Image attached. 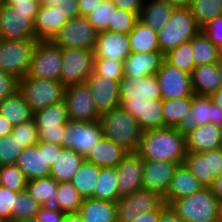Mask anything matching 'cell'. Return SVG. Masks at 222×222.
Returning a JSON list of instances; mask_svg holds the SVG:
<instances>
[{"instance_id":"cell-24","label":"cell","mask_w":222,"mask_h":222,"mask_svg":"<svg viewBox=\"0 0 222 222\" xmlns=\"http://www.w3.org/2000/svg\"><path fill=\"white\" fill-rule=\"evenodd\" d=\"M120 107L137 119L143 132L165 127L161 99L120 102Z\"/></svg>"},{"instance_id":"cell-2","label":"cell","mask_w":222,"mask_h":222,"mask_svg":"<svg viewBox=\"0 0 222 222\" xmlns=\"http://www.w3.org/2000/svg\"><path fill=\"white\" fill-rule=\"evenodd\" d=\"M99 124L105 138L128 152H137L143 131L133 116L120 106L100 115Z\"/></svg>"},{"instance_id":"cell-8","label":"cell","mask_w":222,"mask_h":222,"mask_svg":"<svg viewBox=\"0 0 222 222\" xmlns=\"http://www.w3.org/2000/svg\"><path fill=\"white\" fill-rule=\"evenodd\" d=\"M33 119L38 129L39 141L62 147L65 126L69 121L64 101L34 112Z\"/></svg>"},{"instance_id":"cell-15","label":"cell","mask_w":222,"mask_h":222,"mask_svg":"<svg viewBox=\"0 0 222 222\" xmlns=\"http://www.w3.org/2000/svg\"><path fill=\"white\" fill-rule=\"evenodd\" d=\"M64 102L70 120L83 122L99 121L101 114L95 106L91 90L87 83L67 86L64 94Z\"/></svg>"},{"instance_id":"cell-67","label":"cell","mask_w":222,"mask_h":222,"mask_svg":"<svg viewBox=\"0 0 222 222\" xmlns=\"http://www.w3.org/2000/svg\"><path fill=\"white\" fill-rule=\"evenodd\" d=\"M217 70H218V74H219L220 84H222V57L220 58V60L217 63Z\"/></svg>"},{"instance_id":"cell-43","label":"cell","mask_w":222,"mask_h":222,"mask_svg":"<svg viewBox=\"0 0 222 222\" xmlns=\"http://www.w3.org/2000/svg\"><path fill=\"white\" fill-rule=\"evenodd\" d=\"M116 9L117 6L111 0H102L86 18L97 32L109 31V24H112Z\"/></svg>"},{"instance_id":"cell-66","label":"cell","mask_w":222,"mask_h":222,"mask_svg":"<svg viewBox=\"0 0 222 222\" xmlns=\"http://www.w3.org/2000/svg\"><path fill=\"white\" fill-rule=\"evenodd\" d=\"M41 6H52V4H57L60 0H39Z\"/></svg>"},{"instance_id":"cell-48","label":"cell","mask_w":222,"mask_h":222,"mask_svg":"<svg viewBox=\"0 0 222 222\" xmlns=\"http://www.w3.org/2000/svg\"><path fill=\"white\" fill-rule=\"evenodd\" d=\"M139 16L134 12H129L117 8L112 18V24H109V31L129 34L138 21Z\"/></svg>"},{"instance_id":"cell-40","label":"cell","mask_w":222,"mask_h":222,"mask_svg":"<svg viewBox=\"0 0 222 222\" xmlns=\"http://www.w3.org/2000/svg\"><path fill=\"white\" fill-rule=\"evenodd\" d=\"M192 97L162 101V115L165 127H176L182 118L190 112Z\"/></svg>"},{"instance_id":"cell-11","label":"cell","mask_w":222,"mask_h":222,"mask_svg":"<svg viewBox=\"0 0 222 222\" xmlns=\"http://www.w3.org/2000/svg\"><path fill=\"white\" fill-rule=\"evenodd\" d=\"M98 37L97 30L85 16L70 19L54 37L52 42L60 48L93 50Z\"/></svg>"},{"instance_id":"cell-17","label":"cell","mask_w":222,"mask_h":222,"mask_svg":"<svg viewBox=\"0 0 222 222\" xmlns=\"http://www.w3.org/2000/svg\"><path fill=\"white\" fill-rule=\"evenodd\" d=\"M0 34L6 40H35L34 19L12 6L0 4Z\"/></svg>"},{"instance_id":"cell-69","label":"cell","mask_w":222,"mask_h":222,"mask_svg":"<svg viewBox=\"0 0 222 222\" xmlns=\"http://www.w3.org/2000/svg\"><path fill=\"white\" fill-rule=\"evenodd\" d=\"M219 222H222V203L220 204Z\"/></svg>"},{"instance_id":"cell-4","label":"cell","mask_w":222,"mask_h":222,"mask_svg":"<svg viewBox=\"0 0 222 222\" xmlns=\"http://www.w3.org/2000/svg\"><path fill=\"white\" fill-rule=\"evenodd\" d=\"M185 222H219L220 203L210 187L170 203Z\"/></svg>"},{"instance_id":"cell-3","label":"cell","mask_w":222,"mask_h":222,"mask_svg":"<svg viewBox=\"0 0 222 222\" xmlns=\"http://www.w3.org/2000/svg\"><path fill=\"white\" fill-rule=\"evenodd\" d=\"M201 30L189 7H175L167 24L157 32L160 51L167 54L191 41Z\"/></svg>"},{"instance_id":"cell-64","label":"cell","mask_w":222,"mask_h":222,"mask_svg":"<svg viewBox=\"0 0 222 222\" xmlns=\"http://www.w3.org/2000/svg\"><path fill=\"white\" fill-rule=\"evenodd\" d=\"M210 97L213 103L218 105L219 108L222 110V84H220V88L215 93H213Z\"/></svg>"},{"instance_id":"cell-36","label":"cell","mask_w":222,"mask_h":222,"mask_svg":"<svg viewBox=\"0 0 222 222\" xmlns=\"http://www.w3.org/2000/svg\"><path fill=\"white\" fill-rule=\"evenodd\" d=\"M131 52L145 53L160 51L157 31L144 24L140 19L128 34Z\"/></svg>"},{"instance_id":"cell-52","label":"cell","mask_w":222,"mask_h":222,"mask_svg":"<svg viewBox=\"0 0 222 222\" xmlns=\"http://www.w3.org/2000/svg\"><path fill=\"white\" fill-rule=\"evenodd\" d=\"M202 32L220 50H222V15L210 20L202 27Z\"/></svg>"},{"instance_id":"cell-6","label":"cell","mask_w":222,"mask_h":222,"mask_svg":"<svg viewBox=\"0 0 222 222\" xmlns=\"http://www.w3.org/2000/svg\"><path fill=\"white\" fill-rule=\"evenodd\" d=\"M66 87L56 80L24 77L19 80V90L32 112L64 101Z\"/></svg>"},{"instance_id":"cell-35","label":"cell","mask_w":222,"mask_h":222,"mask_svg":"<svg viewBox=\"0 0 222 222\" xmlns=\"http://www.w3.org/2000/svg\"><path fill=\"white\" fill-rule=\"evenodd\" d=\"M174 8L164 0H144L139 19L158 32L167 24Z\"/></svg>"},{"instance_id":"cell-50","label":"cell","mask_w":222,"mask_h":222,"mask_svg":"<svg viewBox=\"0 0 222 222\" xmlns=\"http://www.w3.org/2000/svg\"><path fill=\"white\" fill-rule=\"evenodd\" d=\"M123 69V62H116L110 59H94L93 71L97 75L112 80H121L124 77Z\"/></svg>"},{"instance_id":"cell-58","label":"cell","mask_w":222,"mask_h":222,"mask_svg":"<svg viewBox=\"0 0 222 222\" xmlns=\"http://www.w3.org/2000/svg\"><path fill=\"white\" fill-rule=\"evenodd\" d=\"M117 8L140 15L144 0H111Z\"/></svg>"},{"instance_id":"cell-49","label":"cell","mask_w":222,"mask_h":222,"mask_svg":"<svg viewBox=\"0 0 222 222\" xmlns=\"http://www.w3.org/2000/svg\"><path fill=\"white\" fill-rule=\"evenodd\" d=\"M11 134L24 148L35 146L39 142L38 129L34 119L13 126Z\"/></svg>"},{"instance_id":"cell-61","label":"cell","mask_w":222,"mask_h":222,"mask_svg":"<svg viewBox=\"0 0 222 222\" xmlns=\"http://www.w3.org/2000/svg\"><path fill=\"white\" fill-rule=\"evenodd\" d=\"M159 211H150L147 213H142L137 216L132 222H158Z\"/></svg>"},{"instance_id":"cell-65","label":"cell","mask_w":222,"mask_h":222,"mask_svg":"<svg viewBox=\"0 0 222 222\" xmlns=\"http://www.w3.org/2000/svg\"><path fill=\"white\" fill-rule=\"evenodd\" d=\"M175 7H188L191 0H164Z\"/></svg>"},{"instance_id":"cell-23","label":"cell","mask_w":222,"mask_h":222,"mask_svg":"<svg viewBox=\"0 0 222 222\" xmlns=\"http://www.w3.org/2000/svg\"><path fill=\"white\" fill-rule=\"evenodd\" d=\"M119 81L97 75L94 71L86 81L100 114L120 106Z\"/></svg>"},{"instance_id":"cell-62","label":"cell","mask_w":222,"mask_h":222,"mask_svg":"<svg viewBox=\"0 0 222 222\" xmlns=\"http://www.w3.org/2000/svg\"><path fill=\"white\" fill-rule=\"evenodd\" d=\"M13 125L2 115H0V136L10 135Z\"/></svg>"},{"instance_id":"cell-59","label":"cell","mask_w":222,"mask_h":222,"mask_svg":"<svg viewBox=\"0 0 222 222\" xmlns=\"http://www.w3.org/2000/svg\"><path fill=\"white\" fill-rule=\"evenodd\" d=\"M80 16H87L102 0H78Z\"/></svg>"},{"instance_id":"cell-32","label":"cell","mask_w":222,"mask_h":222,"mask_svg":"<svg viewBox=\"0 0 222 222\" xmlns=\"http://www.w3.org/2000/svg\"><path fill=\"white\" fill-rule=\"evenodd\" d=\"M85 160V157L78 152L62 148L56 161L51 166L50 176L57 182H71Z\"/></svg>"},{"instance_id":"cell-37","label":"cell","mask_w":222,"mask_h":222,"mask_svg":"<svg viewBox=\"0 0 222 222\" xmlns=\"http://www.w3.org/2000/svg\"><path fill=\"white\" fill-rule=\"evenodd\" d=\"M116 167L100 168V173L91 198L117 202L120 199Z\"/></svg>"},{"instance_id":"cell-26","label":"cell","mask_w":222,"mask_h":222,"mask_svg":"<svg viewBox=\"0 0 222 222\" xmlns=\"http://www.w3.org/2000/svg\"><path fill=\"white\" fill-rule=\"evenodd\" d=\"M164 59V54L161 51L131 52L123 62V75L130 78L155 75Z\"/></svg>"},{"instance_id":"cell-5","label":"cell","mask_w":222,"mask_h":222,"mask_svg":"<svg viewBox=\"0 0 222 222\" xmlns=\"http://www.w3.org/2000/svg\"><path fill=\"white\" fill-rule=\"evenodd\" d=\"M63 147L39 141L35 146L24 148L16 165L22 170L27 180L50 176L51 166Z\"/></svg>"},{"instance_id":"cell-47","label":"cell","mask_w":222,"mask_h":222,"mask_svg":"<svg viewBox=\"0 0 222 222\" xmlns=\"http://www.w3.org/2000/svg\"><path fill=\"white\" fill-rule=\"evenodd\" d=\"M23 150L24 147L14 135L0 136V166L16 164Z\"/></svg>"},{"instance_id":"cell-7","label":"cell","mask_w":222,"mask_h":222,"mask_svg":"<svg viewBox=\"0 0 222 222\" xmlns=\"http://www.w3.org/2000/svg\"><path fill=\"white\" fill-rule=\"evenodd\" d=\"M36 40H6L0 42V71L21 80L27 74Z\"/></svg>"},{"instance_id":"cell-1","label":"cell","mask_w":222,"mask_h":222,"mask_svg":"<svg viewBox=\"0 0 222 222\" xmlns=\"http://www.w3.org/2000/svg\"><path fill=\"white\" fill-rule=\"evenodd\" d=\"M137 153L143 159L184 164L187 154L185 136L174 127L145 131Z\"/></svg>"},{"instance_id":"cell-68","label":"cell","mask_w":222,"mask_h":222,"mask_svg":"<svg viewBox=\"0 0 222 222\" xmlns=\"http://www.w3.org/2000/svg\"><path fill=\"white\" fill-rule=\"evenodd\" d=\"M13 222H39V221H37L36 219H26V220H16Z\"/></svg>"},{"instance_id":"cell-31","label":"cell","mask_w":222,"mask_h":222,"mask_svg":"<svg viewBox=\"0 0 222 222\" xmlns=\"http://www.w3.org/2000/svg\"><path fill=\"white\" fill-rule=\"evenodd\" d=\"M193 94L211 96L220 88L217 63L197 66L191 74Z\"/></svg>"},{"instance_id":"cell-46","label":"cell","mask_w":222,"mask_h":222,"mask_svg":"<svg viewBox=\"0 0 222 222\" xmlns=\"http://www.w3.org/2000/svg\"><path fill=\"white\" fill-rule=\"evenodd\" d=\"M0 185L14 192L25 191L27 179L16 164L0 166Z\"/></svg>"},{"instance_id":"cell-51","label":"cell","mask_w":222,"mask_h":222,"mask_svg":"<svg viewBox=\"0 0 222 222\" xmlns=\"http://www.w3.org/2000/svg\"><path fill=\"white\" fill-rule=\"evenodd\" d=\"M17 194L18 192L0 185V221L13 222V208Z\"/></svg>"},{"instance_id":"cell-10","label":"cell","mask_w":222,"mask_h":222,"mask_svg":"<svg viewBox=\"0 0 222 222\" xmlns=\"http://www.w3.org/2000/svg\"><path fill=\"white\" fill-rule=\"evenodd\" d=\"M63 64L60 82L65 86L86 83L93 73L94 53L90 49L61 48Z\"/></svg>"},{"instance_id":"cell-22","label":"cell","mask_w":222,"mask_h":222,"mask_svg":"<svg viewBox=\"0 0 222 222\" xmlns=\"http://www.w3.org/2000/svg\"><path fill=\"white\" fill-rule=\"evenodd\" d=\"M93 53L94 59L124 62L131 53L128 35L112 31L98 32Z\"/></svg>"},{"instance_id":"cell-42","label":"cell","mask_w":222,"mask_h":222,"mask_svg":"<svg viewBox=\"0 0 222 222\" xmlns=\"http://www.w3.org/2000/svg\"><path fill=\"white\" fill-rule=\"evenodd\" d=\"M164 58L170 65L192 74V71L195 68L192 40L172 49L164 55Z\"/></svg>"},{"instance_id":"cell-33","label":"cell","mask_w":222,"mask_h":222,"mask_svg":"<svg viewBox=\"0 0 222 222\" xmlns=\"http://www.w3.org/2000/svg\"><path fill=\"white\" fill-rule=\"evenodd\" d=\"M78 213L83 222H117L115 202L84 198Z\"/></svg>"},{"instance_id":"cell-25","label":"cell","mask_w":222,"mask_h":222,"mask_svg":"<svg viewBox=\"0 0 222 222\" xmlns=\"http://www.w3.org/2000/svg\"><path fill=\"white\" fill-rule=\"evenodd\" d=\"M67 14L57 6H41L34 20L36 41H52L61 28L69 21Z\"/></svg>"},{"instance_id":"cell-39","label":"cell","mask_w":222,"mask_h":222,"mask_svg":"<svg viewBox=\"0 0 222 222\" xmlns=\"http://www.w3.org/2000/svg\"><path fill=\"white\" fill-rule=\"evenodd\" d=\"M99 173L100 167L85 160L73 176L71 183L83 198H91Z\"/></svg>"},{"instance_id":"cell-18","label":"cell","mask_w":222,"mask_h":222,"mask_svg":"<svg viewBox=\"0 0 222 222\" xmlns=\"http://www.w3.org/2000/svg\"><path fill=\"white\" fill-rule=\"evenodd\" d=\"M185 166L204 187L222 174V147L201 153L187 152Z\"/></svg>"},{"instance_id":"cell-12","label":"cell","mask_w":222,"mask_h":222,"mask_svg":"<svg viewBox=\"0 0 222 222\" xmlns=\"http://www.w3.org/2000/svg\"><path fill=\"white\" fill-rule=\"evenodd\" d=\"M213 123L222 127V110L213 103L210 96L193 94L191 109L175 127L183 136L198 126Z\"/></svg>"},{"instance_id":"cell-16","label":"cell","mask_w":222,"mask_h":222,"mask_svg":"<svg viewBox=\"0 0 222 222\" xmlns=\"http://www.w3.org/2000/svg\"><path fill=\"white\" fill-rule=\"evenodd\" d=\"M155 76L158 79L162 101L193 97L191 74L170 65L165 59Z\"/></svg>"},{"instance_id":"cell-63","label":"cell","mask_w":222,"mask_h":222,"mask_svg":"<svg viewBox=\"0 0 222 222\" xmlns=\"http://www.w3.org/2000/svg\"><path fill=\"white\" fill-rule=\"evenodd\" d=\"M62 222H83V220L78 212H72V213H65Z\"/></svg>"},{"instance_id":"cell-38","label":"cell","mask_w":222,"mask_h":222,"mask_svg":"<svg viewBox=\"0 0 222 222\" xmlns=\"http://www.w3.org/2000/svg\"><path fill=\"white\" fill-rule=\"evenodd\" d=\"M192 47L195 67L218 63L222 57L221 50L208 39L202 30L192 39Z\"/></svg>"},{"instance_id":"cell-9","label":"cell","mask_w":222,"mask_h":222,"mask_svg":"<svg viewBox=\"0 0 222 222\" xmlns=\"http://www.w3.org/2000/svg\"><path fill=\"white\" fill-rule=\"evenodd\" d=\"M62 64L60 47L52 41H37L25 77L60 81Z\"/></svg>"},{"instance_id":"cell-30","label":"cell","mask_w":222,"mask_h":222,"mask_svg":"<svg viewBox=\"0 0 222 222\" xmlns=\"http://www.w3.org/2000/svg\"><path fill=\"white\" fill-rule=\"evenodd\" d=\"M25 190L41 207L62 211L57 201L58 182L51 176L27 180Z\"/></svg>"},{"instance_id":"cell-29","label":"cell","mask_w":222,"mask_h":222,"mask_svg":"<svg viewBox=\"0 0 222 222\" xmlns=\"http://www.w3.org/2000/svg\"><path fill=\"white\" fill-rule=\"evenodd\" d=\"M128 153L122 146L103 136L85 159L100 168L117 167Z\"/></svg>"},{"instance_id":"cell-13","label":"cell","mask_w":222,"mask_h":222,"mask_svg":"<svg viewBox=\"0 0 222 222\" xmlns=\"http://www.w3.org/2000/svg\"><path fill=\"white\" fill-rule=\"evenodd\" d=\"M164 204L160 194L146 189L121 196L116 202L117 222H132L143 212L160 211Z\"/></svg>"},{"instance_id":"cell-20","label":"cell","mask_w":222,"mask_h":222,"mask_svg":"<svg viewBox=\"0 0 222 222\" xmlns=\"http://www.w3.org/2000/svg\"><path fill=\"white\" fill-rule=\"evenodd\" d=\"M179 163L143 159V189L164 197Z\"/></svg>"},{"instance_id":"cell-53","label":"cell","mask_w":222,"mask_h":222,"mask_svg":"<svg viewBox=\"0 0 222 222\" xmlns=\"http://www.w3.org/2000/svg\"><path fill=\"white\" fill-rule=\"evenodd\" d=\"M19 90V79L15 76L0 71V103Z\"/></svg>"},{"instance_id":"cell-55","label":"cell","mask_w":222,"mask_h":222,"mask_svg":"<svg viewBox=\"0 0 222 222\" xmlns=\"http://www.w3.org/2000/svg\"><path fill=\"white\" fill-rule=\"evenodd\" d=\"M52 6H57V9L67 14L69 19L80 16L78 0H60L57 4H52Z\"/></svg>"},{"instance_id":"cell-44","label":"cell","mask_w":222,"mask_h":222,"mask_svg":"<svg viewBox=\"0 0 222 222\" xmlns=\"http://www.w3.org/2000/svg\"><path fill=\"white\" fill-rule=\"evenodd\" d=\"M83 199L71 182H58L57 201L64 213L78 212Z\"/></svg>"},{"instance_id":"cell-54","label":"cell","mask_w":222,"mask_h":222,"mask_svg":"<svg viewBox=\"0 0 222 222\" xmlns=\"http://www.w3.org/2000/svg\"><path fill=\"white\" fill-rule=\"evenodd\" d=\"M7 6H12L22 13H31V17L35 20L40 7L39 0H2Z\"/></svg>"},{"instance_id":"cell-19","label":"cell","mask_w":222,"mask_h":222,"mask_svg":"<svg viewBox=\"0 0 222 222\" xmlns=\"http://www.w3.org/2000/svg\"><path fill=\"white\" fill-rule=\"evenodd\" d=\"M120 102H144L161 99L158 79L155 75L143 78L123 77L119 81Z\"/></svg>"},{"instance_id":"cell-45","label":"cell","mask_w":222,"mask_h":222,"mask_svg":"<svg viewBox=\"0 0 222 222\" xmlns=\"http://www.w3.org/2000/svg\"><path fill=\"white\" fill-rule=\"evenodd\" d=\"M41 205L27 191L18 192L15 196L13 221L35 219Z\"/></svg>"},{"instance_id":"cell-21","label":"cell","mask_w":222,"mask_h":222,"mask_svg":"<svg viewBox=\"0 0 222 222\" xmlns=\"http://www.w3.org/2000/svg\"><path fill=\"white\" fill-rule=\"evenodd\" d=\"M116 170L120 196L143 189V158L137 152H129Z\"/></svg>"},{"instance_id":"cell-57","label":"cell","mask_w":222,"mask_h":222,"mask_svg":"<svg viewBox=\"0 0 222 222\" xmlns=\"http://www.w3.org/2000/svg\"><path fill=\"white\" fill-rule=\"evenodd\" d=\"M158 222H185L170 204H164L159 211Z\"/></svg>"},{"instance_id":"cell-14","label":"cell","mask_w":222,"mask_h":222,"mask_svg":"<svg viewBox=\"0 0 222 222\" xmlns=\"http://www.w3.org/2000/svg\"><path fill=\"white\" fill-rule=\"evenodd\" d=\"M103 136L98 121L83 122L69 119L68 124L65 126L62 147L72 149L86 158Z\"/></svg>"},{"instance_id":"cell-34","label":"cell","mask_w":222,"mask_h":222,"mask_svg":"<svg viewBox=\"0 0 222 222\" xmlns=\"http://www.w3.org/2000/svg\"><path fill=\"white\" fill-rule=\"evenodd\" d=\"M0 115L5 117L13 126L33 119V112L20 90L7 96L0 103Z\"/></svg>"},{"instance_id":"cell-28","label":"cell","mask_w":222,"mask_h":222,"mask_svg":"<svg viewBox=\"0 0 222 222\" xmlns=\"http://www.w3.org/2000/svg\"><path fill=\"white\" fill-rule=\"evenodd\" d=\"M202 188L204 186L189 171L185 164H179L171 179L168 192L163 197L164 203L170 204L175 200L191 196Z\"/></svg>"},{"instance_id":"cell-27","label":"cell","mask_w":222,"mask_h":222,"mask_svg":"<svg viewBox=\"0 0 222 222\" xmlns=\"http://www.w3.org/2000/svg\"><path fill=\"white\" fill-rule=\"evenodd\" d=\"M186 151L201 153L222 147V127L213 123L198 126L185 136Z\"/></svg>"},{"instance_id":"cell-60","label":"cell","mask_w":222,"mask_h":222,"mask_svg":"<svg viewBox=\"0 0 222 222\" xmlns=\"http://www.w3.org/2000/svg\"><path fill=\"white\" fill-rule=\"evenodd\" d=\"M211 191L215 195L217 201L222 203V174L215 178L213 184L210 186Z\"/></svg>"},{"instance_id":"cell-56","label":"cell","mask_w":222,"mask_h":222,"mask_svg":"<svg viewBox=\"0 0 222 222\" xmlns=\"http://www.w3.org/2000/svg\"><path fill=\"white\" fill-rule=\"evenodd\" d=\"M64 216L63 211L48 210L40 207L35 219L39 222H62Z\"/></svg>"},{"instance_id":"cell-41","label":"cell","mask_w":222,"mask_h":222,"mask_svg":"<svg viewBox=\"0 0 222 222\" xmlns=\"http://www.w3.org/2000/svg\"><path fill=\"white\" fill-rule=\"evenodd\" d=\"M188 7L201 28L222 15V0H191Z\"/></svg>"}]
</instances>
